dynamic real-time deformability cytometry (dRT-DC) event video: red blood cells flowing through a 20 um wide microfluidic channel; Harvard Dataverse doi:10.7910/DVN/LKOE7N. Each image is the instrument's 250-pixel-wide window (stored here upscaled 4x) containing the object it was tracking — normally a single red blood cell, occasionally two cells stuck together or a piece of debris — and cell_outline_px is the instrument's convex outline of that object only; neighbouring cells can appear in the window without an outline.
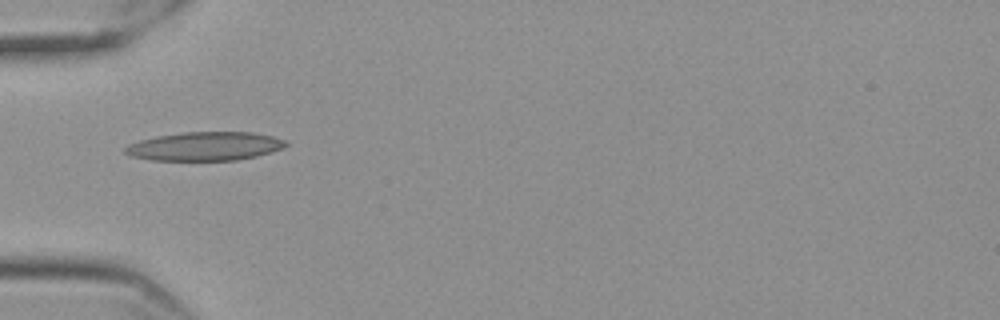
{"species": "Egyptian fruit bat (a non-hibernating species)", "species_latin": "Rousettus aegyptiacus", "temperature_condition": "cold", "stored_images_in_passage": 39, "camera_frame_rate_fps": 3000, "um_per_image_px": 0.085, "frame": {"image": 1, "passage_image": 1, "time_ms": 0.0, "image_size_px": [1000, 320], "cell_outline_px": [[288, 144], [272, 152], [256, 156], [236, 160], [152, 160], [132, 156], [124, 152], [124, 148], [128, 144], [140, 140], [156, 136], [184, 132], [252, 132], [272, 136], [284, 140]], "centroid_in_image_um": [17.39, 12.43], "position_along_channel_um": 67.6, "area_um2": 26.7}}
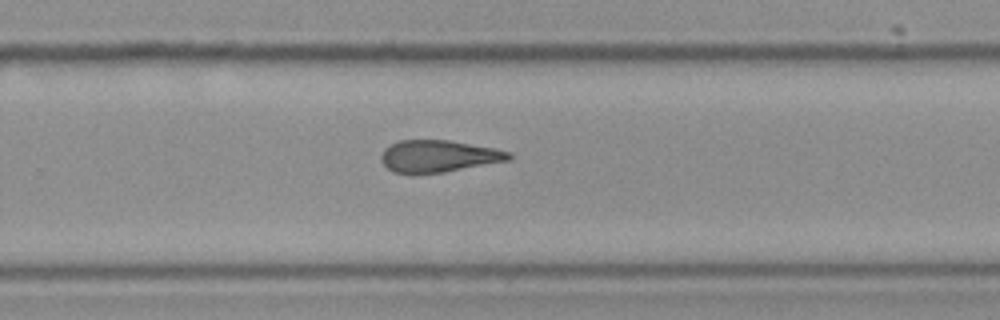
{"frame": {"image": 2, "passage_image": 20, "time_ms": 6.333, "image_size_px": [1000, 320], "cell_outline_px": [[512, 160], [444, 172], [392, 172], [380, 160], [380, 156], [384, 148], [400, 140], [448, 140], [496, 148], [512, 152]], "centroid_in_image_um": [37.33, 13.26], "position_along_channel_um": 292.5, "area_um2": 23.7}}
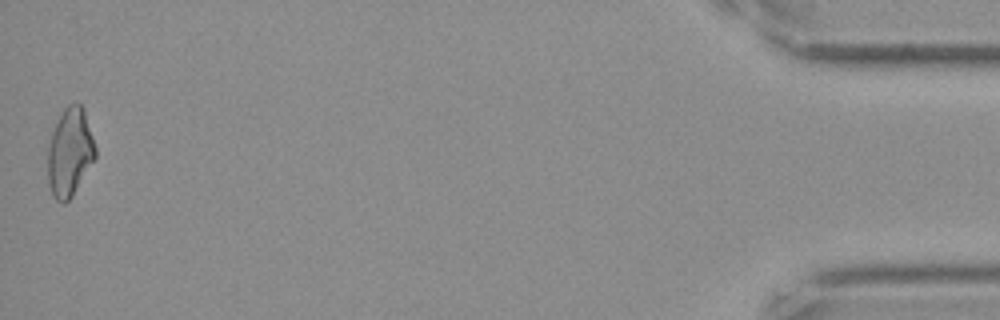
{"frame": {"image": 3, "passage_image": 39, "time_ms": 12.667, "image_size_px": [1000, 320], "cell_outline_px": [[96, 156], [72, 196], [64, 204], [60, 204], [52, 196], [48, 184], [48, 144], [52, 132], [64, 108], [68, 104], [80, 104], [84, 108], [96, 148]], "centroid_in_image_um": [5.92, 12.97], "position_along_channel_um": 429.3, "area_um2": 24.39}, "authors_computed_cell_mechanics": {"area_um2": 24.1026, "velocity_mm_per_s": 3.5556, "shape_relaxation_time_tau1_ms": null, "shape_relaxation_time_tau2_ms": 6.3884, "deformation_change_tau1": null, "deformation_change_tau2": 0.1933}}